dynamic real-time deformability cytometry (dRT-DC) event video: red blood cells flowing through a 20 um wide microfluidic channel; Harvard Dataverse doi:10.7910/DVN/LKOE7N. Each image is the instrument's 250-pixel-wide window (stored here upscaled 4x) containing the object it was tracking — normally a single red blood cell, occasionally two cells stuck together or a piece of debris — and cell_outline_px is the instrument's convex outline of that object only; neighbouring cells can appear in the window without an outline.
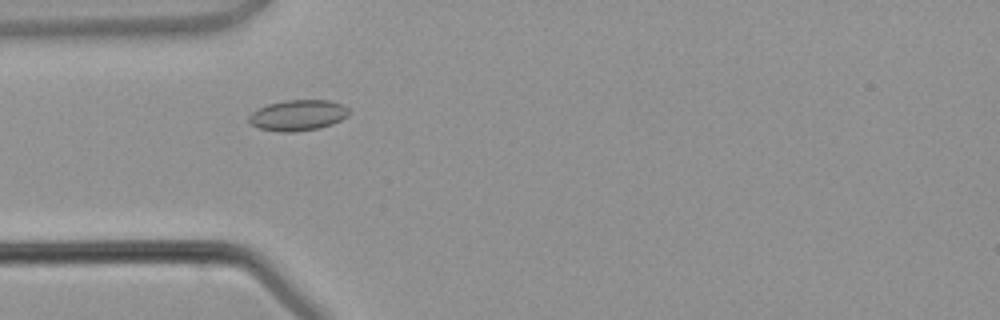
{"species": "common noctule bat (a hibernating species)", "species_latin": "Nyctalus noctula", "temperature_condition": "warm", "stored_images_in_passage": 2, "camera_frame_rate_fps": 3000, "um_per_image_px": 0.085, "animal": {"sex": "male", "body_mass_g": 21.5, "forearm_length_mm": 52.0}, "frame": {"image": 1, "passage_image": 1, "time_ms": 0.0, "image_size_px": [1000, 320], "cell_outline_px": [[348, 116], [332, 124], [320, 128], [292, 132], [280, 132], [260, 128], [252, 124], [248, 120], [248, 116], [252, 112], [268, 104], [284, 100], [328, 100], [344, 104], [348, 108]], "centroid_in_image_um": [25.34, 9.79], "position_along_channel_um": 59.7, "area_um2": 17.92}}
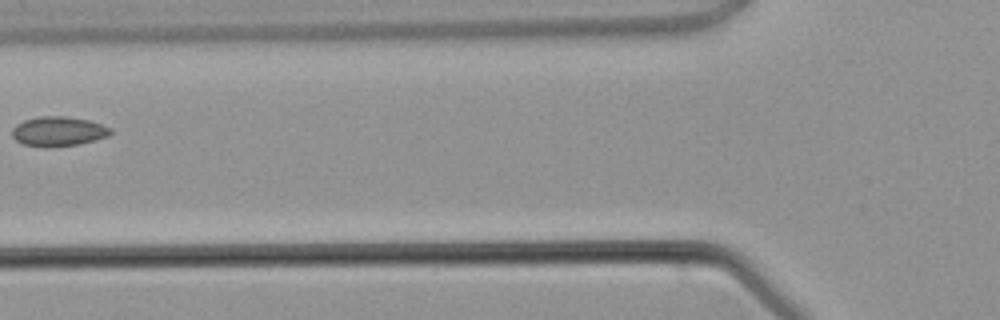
{"frame": {"image": 2, "passage_image": 2, "time_ms": 1.333, "image_size_px": [1000, 320], "cell_outline_px": [[112, 132], [108, 136], [80, 144], [24, 144], [16, 140], [12, 136], [12, 128], [16, 124], [24, 120], [40, 116], [64, 116], [88, 120], [112, 128]], "centroid_in_image_um": [4.98, 11.11], "position_along_channel_um": 120.8, "area_um2": 16.24}}